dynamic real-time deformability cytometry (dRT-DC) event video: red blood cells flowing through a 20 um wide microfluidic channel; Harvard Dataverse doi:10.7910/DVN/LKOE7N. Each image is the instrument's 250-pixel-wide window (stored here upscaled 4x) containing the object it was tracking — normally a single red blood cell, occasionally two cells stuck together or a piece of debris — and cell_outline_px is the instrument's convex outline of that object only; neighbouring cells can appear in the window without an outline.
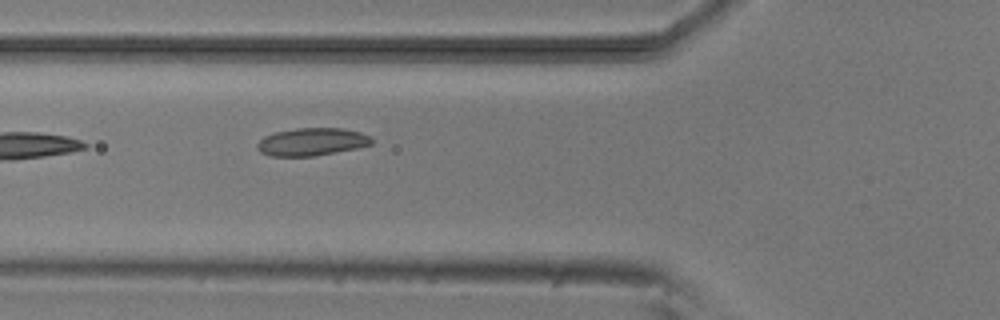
{"species": "common noctule bat (a hibernating species)", "species_latin": "Nyctalus noctula", "temperature_condition": "room temperature", "stored_images_in_passage": 7, "camera_frame_rate_fps": 3000, "um_per_image_px": 0.085, "animal": {"sex": "male", "body_mass_g": 20.5, "forearm_length_mm": 52.5}, "frame": {"image": 1, "passage_image": 7, "time_ms": 6.667, "image_size_px": [1000, 320], "cell_outline_px": [[372, 144], [356, 148], [312, 156], [272, 156], [260, 152], [256, 148], [256, 144], [264, 136], [276, 132], [296, 128], [340, 128], [360, 132], [368, 136], [372, 140]], "centroid_in_image_um": [26.46, 12.05], "position_along_channel_um": 99.3, "area_um2": 18.26}}